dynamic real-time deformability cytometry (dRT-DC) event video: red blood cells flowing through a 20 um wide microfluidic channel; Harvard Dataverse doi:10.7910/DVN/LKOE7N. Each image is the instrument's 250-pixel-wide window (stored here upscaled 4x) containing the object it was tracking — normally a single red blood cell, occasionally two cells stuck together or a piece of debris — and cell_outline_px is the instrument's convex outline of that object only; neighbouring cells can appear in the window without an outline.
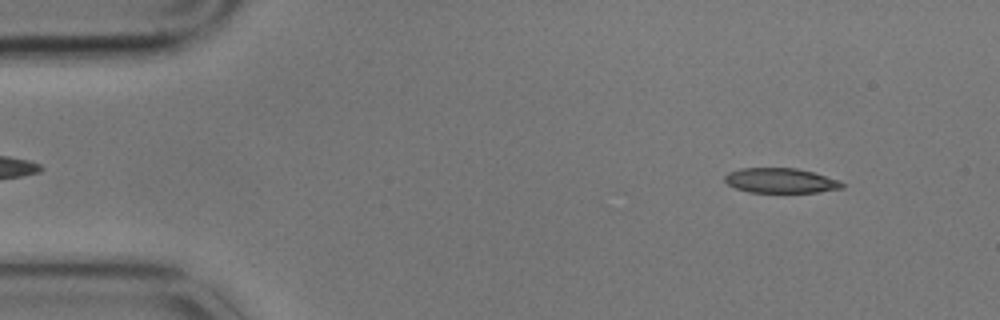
{"species": "common noctule bat (a hibernating species)", "species_latin": "Nyctalus noctula", "temperature_condition": "cold", "stored_images_in_passage": 3, "camera_frame_rate_fps": 3000, "um_per_image_px": 0.085, "animal": {"sex": "male", "body_mass_g": 17.9}, "frame": {"image": 1, "passage_image": 1, "time_ms": 0.0, "image_size_px": [1000, 320], "cell_outline_px": [[844, 188], [816, 192], [748, 192], [736, 188], [728, 184], [724, 180], [724, 176], [728, 172], [740, 168], [796, 168], [812, 172], [840, 180], [844, 184]], "centroid_in_image_um": [66.34, 15.35], "position_along_channel_um": 18.7, "area_um2": 16.99}}
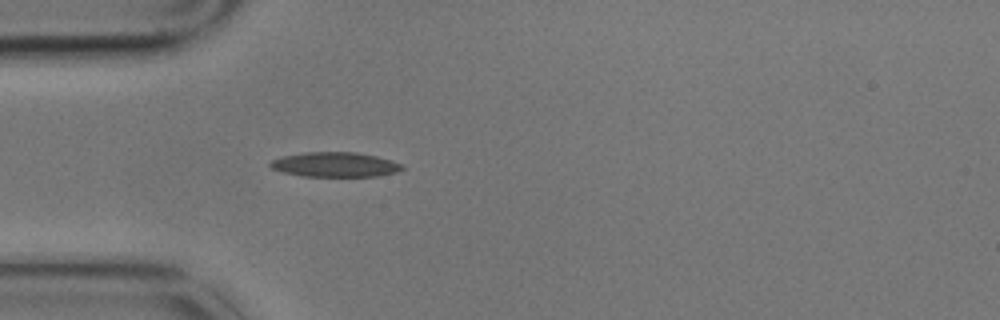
{"frame": {"image": 2, "passage_image": 3, "time_ms": 0.667, "image_size_px": [1000, 320], "cell_outline_px": [[404, 168], [396, 172], [376, 176], [300, 176], [284, 172], [272, 168], [268, 164], [272, 160], [280, 156], [304, 152], [356, 152], [376, 156], [392, 160], [400, 164]], "centroid_in_image_um": [28.44, 13.98], "position_along_channel_um": 56.6, "area_um2": 18.96}}